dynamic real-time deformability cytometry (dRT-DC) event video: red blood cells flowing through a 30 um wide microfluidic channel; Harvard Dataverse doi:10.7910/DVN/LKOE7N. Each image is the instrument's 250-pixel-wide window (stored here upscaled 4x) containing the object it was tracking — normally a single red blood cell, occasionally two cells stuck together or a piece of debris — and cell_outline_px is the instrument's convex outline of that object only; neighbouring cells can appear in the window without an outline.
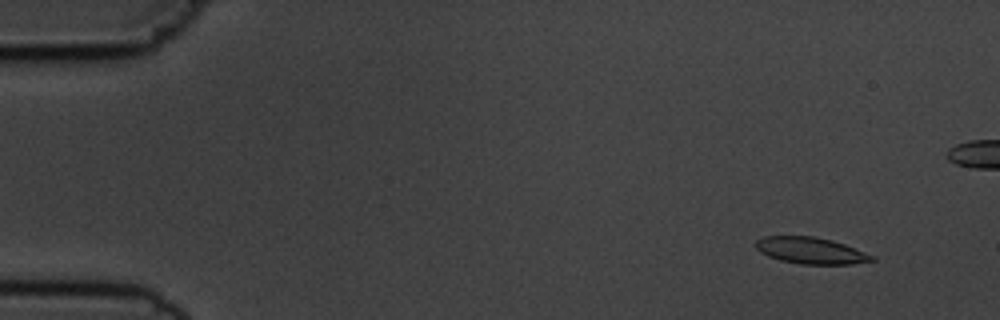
{"species": "common noctule bat (a hibernating species)", "species_latin": "Nyctalus noctula", "temperature_condition": "cold", "stored_images_in_passage": 5, "camera_frame_rate_fps": 3000, "um_per_image_px": 0.085, "animal": {"sex": "male", "body_mass_g": 19.5, "forearm_length_mm": 54.6}, "frame": {"image": 1, "passage_image": 1, "time_ms": 0.0, "image_size_px": [1000, 320], "cell_outline_px": [[876, 260], [852, 264], [800, 264], [780, 260], [768, 256], [760, 252], [752, 244], [756, 240], [764, 236], [812, 236], [832, 240], [844, 244], [876, 256]], "centroid_in_image_um": [68.9, 21.3], "position_along_channel_um": 16.1, "area_um2": 18.09}}